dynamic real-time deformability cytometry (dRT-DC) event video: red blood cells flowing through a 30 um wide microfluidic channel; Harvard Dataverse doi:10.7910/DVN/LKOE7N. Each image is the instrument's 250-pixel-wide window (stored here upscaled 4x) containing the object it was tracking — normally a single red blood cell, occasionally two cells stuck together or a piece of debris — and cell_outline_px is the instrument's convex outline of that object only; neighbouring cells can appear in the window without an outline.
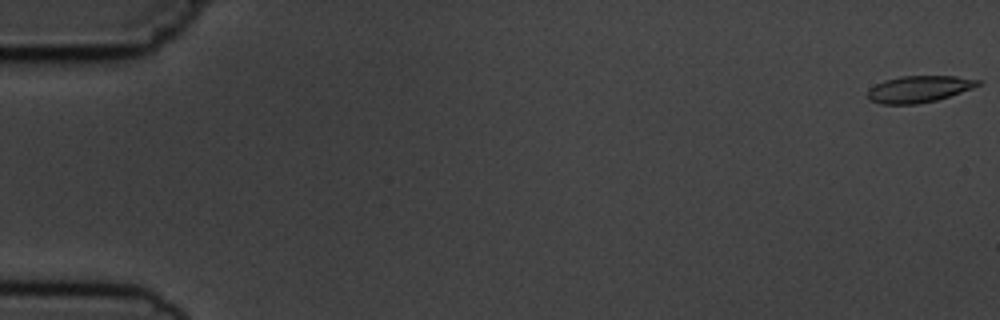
{"species": "common noctule bat (a hibernating species)", "species_latin": "Nyctalus noctula", "temperature_condition": "cold", "stored_images_in_passage": 7, "camera_frame_rate_fps": 3000, "um_per_image_px": 0.085, "animal": {"sex": "male", "body_mass_g": 19.5, "forearm_length_mm": 54.6}, "frame": {"image": 1, "passage_image": 1, "time_ms": 0.0, "image_size_px": [1000, 320], "cell_outline_px": [[980, 84], [972, 88], [936, 100], [916, 104], [880, 104], [868, 100], [868, 88], [884, 80], [900, 76], [956, 76], [980, 80]], "centroid_in_image_um": [78.06, 7.57], "position_along_channel_um": 6.9, "area_um2": 17.05}}
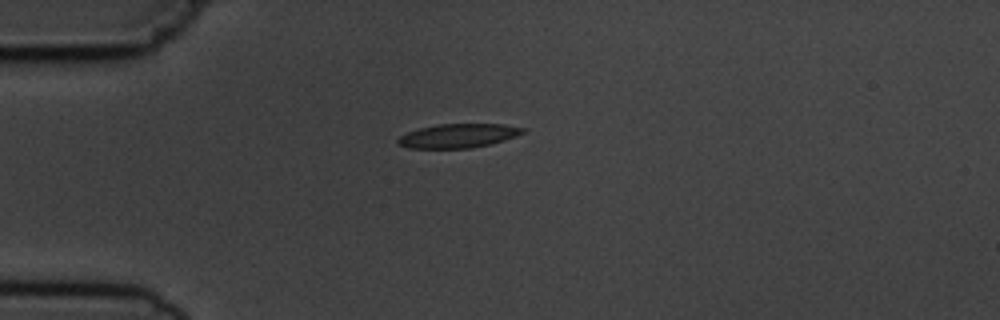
{"frame": {"image": 2, "passage_image": 5, "time_ms": 4.667, "image_size_px": [1000, 320], "cell_outline_px": [[524, 132], [516, 136], [492, 144], [472, 148], [408, 148], [396, 144], [396, 140], [400, 136], [408, 132], [420, 128], [440, 124], [504, 124], [524, 128]], "centroid_in_image_um": [38.93, 11.55], "position_along_channel_um": 46.1, "area_um2": 17.46}}
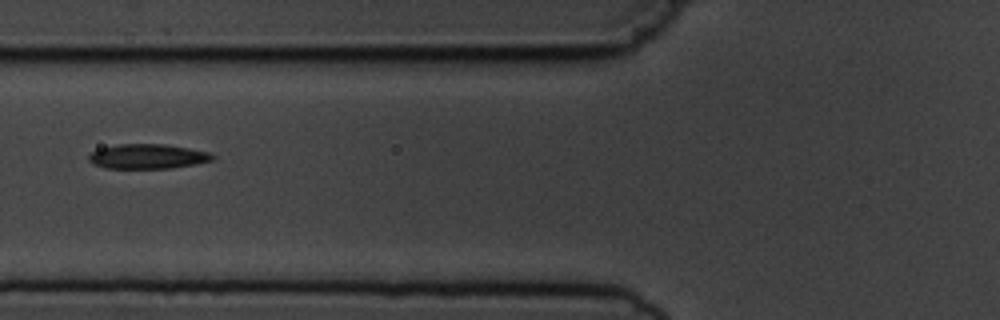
{"frame": {"image": 3, "passage_image": 7, "time_ms": 7.0, "image_size_px": [1000, 320], "cell_outline_px": [[216, 156], [212, 160], [196, 164], [172, 168], [104, 168], [92, 164], [88, 160], [88, 156], [92, 152], [100, 148], [120, 144], [164, 144], [188, 148], [208, 152]], "centroid_in_image_um": [12.53, 13.3], "position_along_channel_um": 113.3, "area_um2": 17.8}}